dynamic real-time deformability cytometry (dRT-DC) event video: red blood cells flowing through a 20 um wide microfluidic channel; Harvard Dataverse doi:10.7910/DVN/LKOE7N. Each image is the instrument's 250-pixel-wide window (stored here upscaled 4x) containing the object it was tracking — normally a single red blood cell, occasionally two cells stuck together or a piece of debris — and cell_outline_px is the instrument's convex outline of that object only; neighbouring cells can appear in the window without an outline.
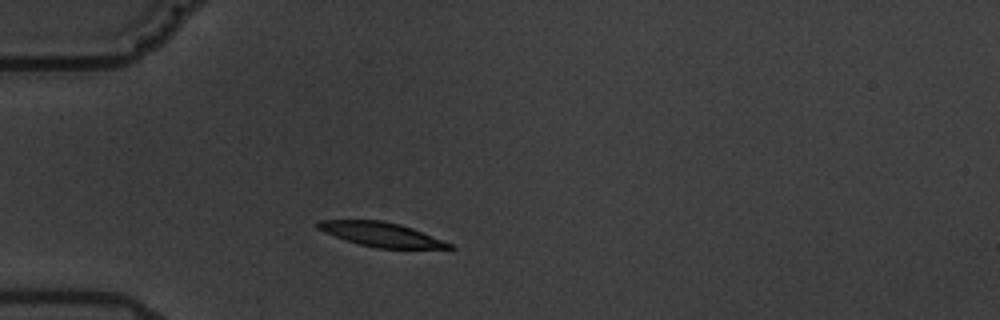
{"species": "common noctule bat (a hibernating species)", "species_latin": "Nyctalus noctula", "temperature_condition": "warm", "stored_images_in_passage": 3, "camera_frame_rate_fps": 3000, "um_per_image_px": 0.085, "animal": {"sex": "male", "body_mass_g": 19.5, "forearm_length_mm": 54.6}, "frame": {"image": 1, "passage_image": 1, "time_ms": 0.0, "image_size_px": [1000, 320], "cell_outline_px": [[456, 248], [376, 248], [344, 240], [324, 232], [316, 228], [316, 220], [384, 220], [400, 224], [412, 228], [452, 244]], "centroid_in_image_um": [32.34, 19.91], "position_along_channel_um": 52.7, "area_um2": 18.5}}
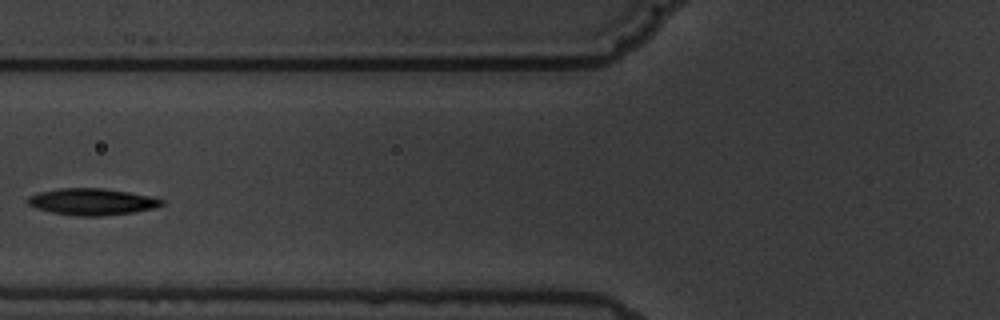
{"frame": {"image": 2, "passage_image": 3, "time_ms": 2.333, "image_size_px": [1000, 320], "cell_outline_px": [[164, 204], [156, 208], [136, 212], [104, 216], [80, 216], [52, 212], [36, 208], [28, 204], [24, 200], [28, 196], [40, 192], [60, 188], [104, 188], [156, 196], [164, 200]], "centroid_in_image_um": [7.88, 17.14], "position_along_channel_um": 117.9, "area_um2": 21.15}}